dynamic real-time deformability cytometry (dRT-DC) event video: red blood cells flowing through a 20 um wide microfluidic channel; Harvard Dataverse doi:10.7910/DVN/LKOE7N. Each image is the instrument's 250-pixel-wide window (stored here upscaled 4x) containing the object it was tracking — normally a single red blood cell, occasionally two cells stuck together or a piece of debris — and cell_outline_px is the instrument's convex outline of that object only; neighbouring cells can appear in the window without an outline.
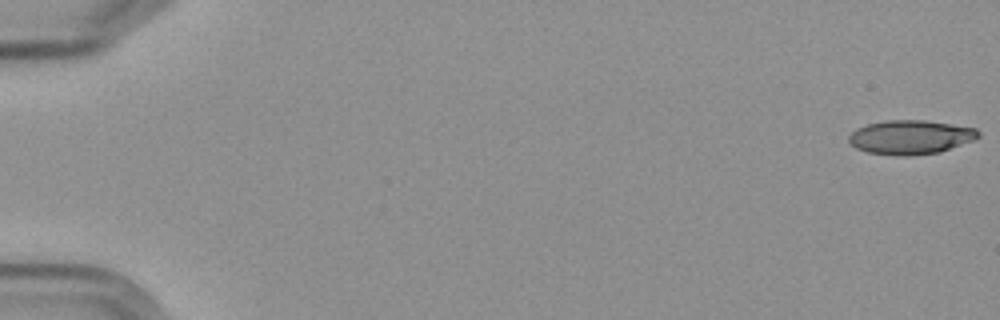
{"species": "Egyptian fruit bat (a non-hibernating species)", "species_latin": "Rousettus aegyptiacus", "temperature_condition": "cold", "stored_images_in_passage": 5, "camera_frame_rate_fps": 3000, "um_per_image_px": 0.085, "frame": {"image": 1, "passage_image": 1, "time_ms": 0.0, "image_size_px": [1000, 320], "cell_outline_px": [[980, 136], [976, 140], [940, 152], [908, 156], [900, 156], [868, 152], [856, 148], [848, 140], [848, 136], [856, 128], [868, 124], [888, 120], [924, 120], [976, 128], [980, 132]], "centroid_in_image_um": [77.42, 11.66], "position_along_channel_um": 7.6, "area_um2": 25.78}}
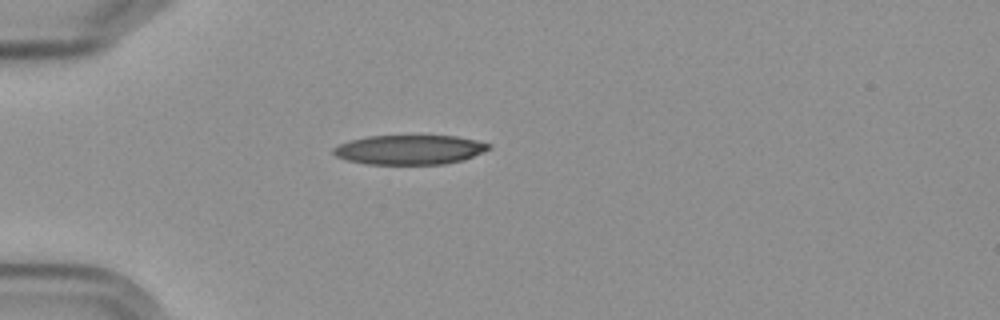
{"frame": {"image": 2, "passage_image": 5, "time_ms": 5.333, "image_size_px": [1000, 320], "cell_outline_px": [[488, 148], [472, 156], [460, 160], [444, 164], [364, 164], [348, 160], [336, 156], [332, 152], [332, 148], [340, 144], [352, 140], [368, 136], [456, 136], [476, 140], [488, 144]], "centroid_in_image_um": [34.74, 12.73], "position_along_channel_um": 50.3, "area_um2": 26.24}}